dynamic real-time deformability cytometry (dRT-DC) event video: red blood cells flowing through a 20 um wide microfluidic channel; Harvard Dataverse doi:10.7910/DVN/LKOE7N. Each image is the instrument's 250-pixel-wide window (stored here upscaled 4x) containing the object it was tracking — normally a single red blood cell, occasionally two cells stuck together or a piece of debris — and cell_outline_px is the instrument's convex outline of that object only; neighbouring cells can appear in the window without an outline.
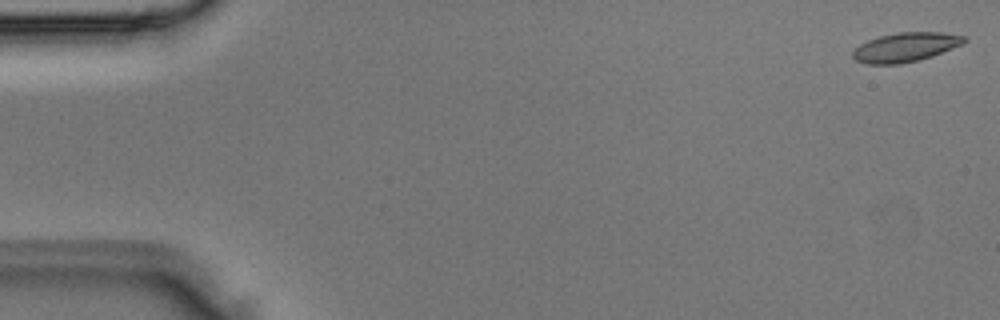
{"species": "Egyptian fruit bat (a non-hibernating species)", "species_latin": "Rousettus aegyptiacus", "temperature_condition": "room temperature", "stored_images_in_passage": 3, "camera_frame_rate_fps": 3000, "um_per_image_px": 0.085, "animal": {"sex": "male"}, "frame": {"image": 1, "passage_image": 1, "time_ms": 0.0, "image_size_px": [1000, 320], "cell_outline_px": [[968, 40], [964, 44], [932, 56], [900, 64], [868, 64], [856, 60], [852, 56], [852, 52], [860, 44], [868, 40], [880, 36], [896, 32], [944, 32], [968, 36]], "centroid_in_image_um": [77.02, 3.99], "position_along_channel_um": 8.0, "area_um2": 19.07}}
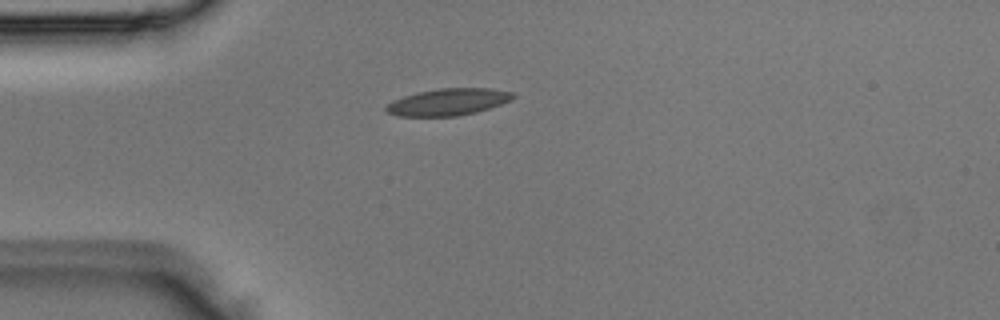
{"frame": {"image": 2, "passage_image": 3, "time_ms": 0.667, "image_size_px": [1000, 320], "cell_outline_px": [[516, 96], [512, 100], [476, 112], [456, 116], [400, 116], [388, 112], [384, 108], [388, 104], [404, 96], [420, 92], [440, 88], [488, 88], [512, 92]], "centroid_in_image_um": [38.13, 8.66], "position_along_channel_um": 46.9, "area_um2": 19.54}}